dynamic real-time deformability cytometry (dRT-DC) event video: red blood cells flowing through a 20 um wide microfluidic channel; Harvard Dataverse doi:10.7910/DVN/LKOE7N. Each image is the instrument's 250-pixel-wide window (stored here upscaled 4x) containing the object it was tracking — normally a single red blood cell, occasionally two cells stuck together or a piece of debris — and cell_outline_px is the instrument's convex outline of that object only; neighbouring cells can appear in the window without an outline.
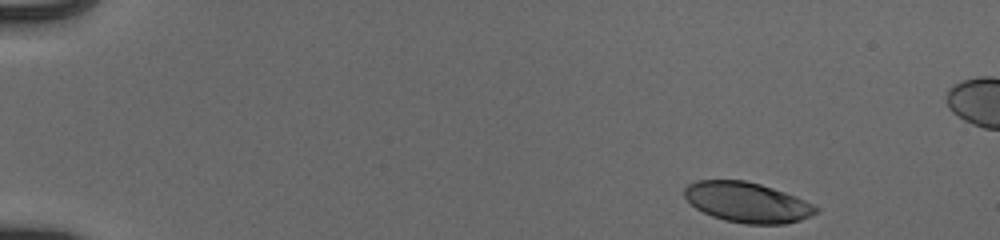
{"species": "human", "species_latin": "Homo sapiens", "temperature_condition": "cold", "stored_images_in_passage": 48, "camera_frame_rate_fps": 3000, "um_per_image_px": 0.085, "donor": {"sex": "male"}, "frame": {"image": 1, "passage_image": 1, "time_ms": 0.0, "image_size_px": [1000, 240], "cell_outline_px": [[820, 208], [812, 216], [800, 220], [784, 224], [748, 224], [724, 220], [712, 216], [696, 208], [684, 196], [684, 188], [688, 184], [696, 180], [744, 180], [760, 184], [796, 196]], "centroid_in_image_um": [63.51, 17.2], "position_along_channel_um": 21.5, "area_um2": 30.69}}
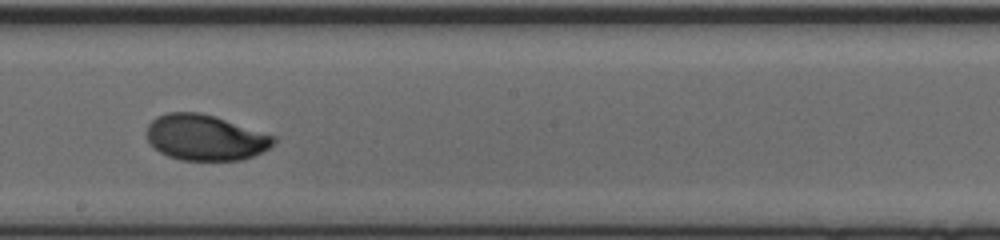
{"frame": {"image": 2, "passage_image": 27, "time_ms": 8.667, "image_size_px": [1000, 240], "cell_outline_px": [[276, 140], [268, 148], [244, 160], [180, 160], [168, 156], [160, 152], [148, 140], [148, 124], [156, 116], [168, 112], [200, 112], [216, 116], [276, 136]], "centroid_in_image_um": [17.46, 11.68], "position_along_channel_um": 230.7, "area_um2": 33.76}}
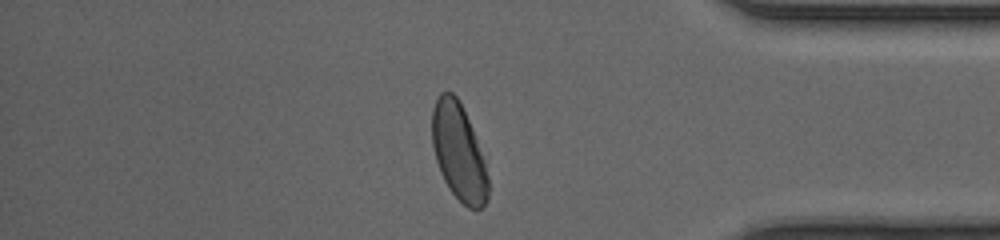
{"frame": {"image": 3, "passage_image": 41, "time_ms": 13.333, "image_size_px": [1000, 240], "cell_outline_px": [[488, 200], [480, 208], [468, 208], [448, 188], [440, 172], [436, 160], [432, 144], [432, 108], [440, 92], [452, 92], [456, 96], [472, 128], [488, 176]], "centroid_in_image_um": [38.96, 12.93], "position_along_channel_um": 396.2, "area_um2": 31.04}}